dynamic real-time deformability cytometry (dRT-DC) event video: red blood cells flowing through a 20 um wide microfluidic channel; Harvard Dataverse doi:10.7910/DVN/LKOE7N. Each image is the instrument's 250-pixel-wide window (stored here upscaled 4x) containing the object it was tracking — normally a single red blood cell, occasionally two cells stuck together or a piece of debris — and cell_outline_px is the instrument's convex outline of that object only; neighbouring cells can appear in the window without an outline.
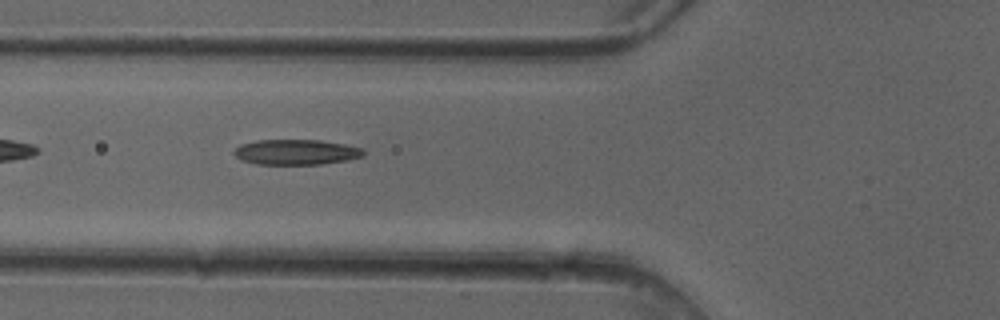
{"species": "common noctule bat (a hibernating species)", "species_latin": "Nyctalus noctula", "temperature_condition": "cold", "stored_images_in_passage": 7, "camera_frame_rate_fps": 3000, "um_per_image_px": 0.085, "animal": {"sex": "female"}, "frame": {"image": 1, "passage_image": 6, "time_ms": 1.667, "image_size_px": [1000, 320], "cell_outline_px": [[364, 156], [348, 160], [320, 164], [256, 164], [240, 160], [232, 152], [240, 144], [256, 140], [320, 140], [344, 144], [364, 148]], "centroid_in_image_um": [25.16, 12.92], "position_along_channel_um": 100.6, "area_um2": 19.19}}
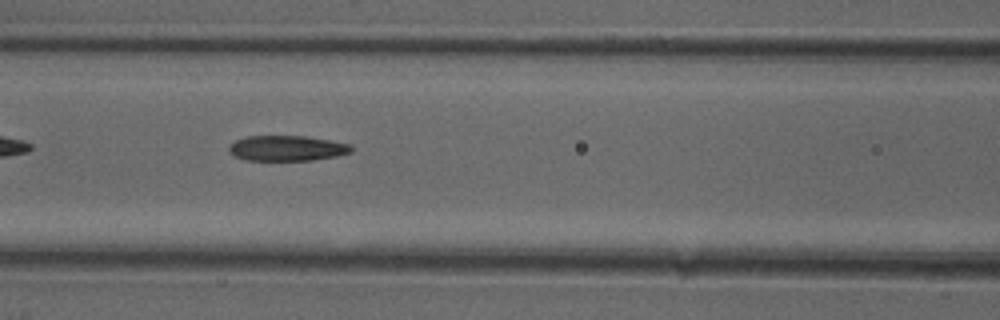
{"frame": {"image": 2, "passage_image": 7, "time_ms": 2.0, "image_size_px": [1000, 320], "cell_outline_px": [[352, 152], [336, 156], [312, 160], [244, 160], [228, 152], [228, 144], [236, 140], [248, 136], [304, 136], [352, 144]], "centroid_in_image_um": [24.37, 12.6], "position_along_channel_um": 142.2, "area_um2": 18.09}}